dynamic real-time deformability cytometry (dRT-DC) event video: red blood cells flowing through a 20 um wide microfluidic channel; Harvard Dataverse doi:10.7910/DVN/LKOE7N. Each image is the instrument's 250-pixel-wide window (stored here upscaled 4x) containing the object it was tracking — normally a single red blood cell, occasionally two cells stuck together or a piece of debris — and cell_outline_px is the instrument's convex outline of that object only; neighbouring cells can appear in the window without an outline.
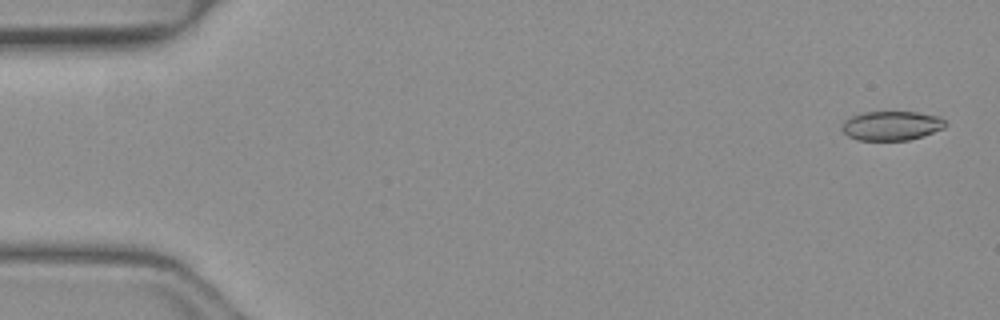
{"species": "common noctule bat (a hibernating species)", "species_latin": "Nyctalus noctula", "temperature_condition": "warm", "stored_images_in_passage": 50, "camera_frame_rate_fps": 3000, "um_per_image_px": 0.085, "animal": {"sex": "female", "body_mass_g": 19.3, "forearm_length_mm": 54.1}, "frame": {"image": 1, "passage_image": 2, "time_ms": 0.333, "image_size_px": [1000, 320], "cell_outline_px": [[948, 124], [944, 128], [924, 136], [908, 140], [860, 140], [848, 136], [840, 128], [844, 120], [852, 116], [864, 112], [916, 112], [940, 116]], "centroid_in_image_um": [75.8, 10.68], "position_along_channel_um": 9.2, "area_um2": 17.74}}
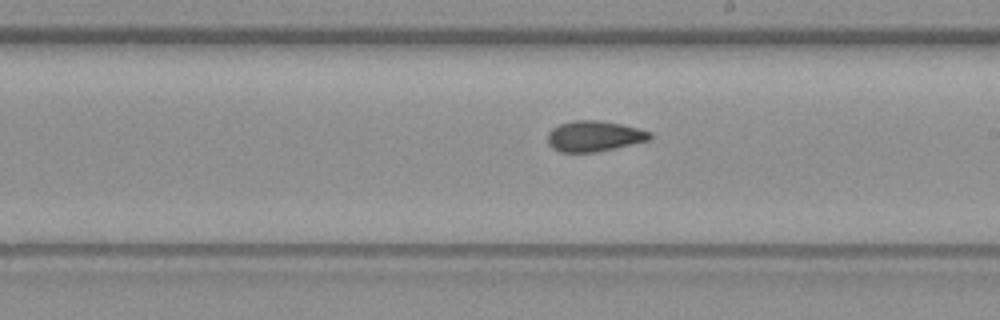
{"frame": {"image": 2, "passage_image": 29, "time_ms": 9.333, "image_size_px": [1000, 320], "cell_outline_px": [[652, 136], [648, 140], [596, 152], [560, 152], [552, 148], [548, 144], [548, 132], [552, 128], [560, 124], [572, 120], [600, 120], [620, 124], [652, 132]], "centroid_in_image_um": [50.46, 11.57], "position_along_channel_um": 238.5, "area_um2": 18.15}}
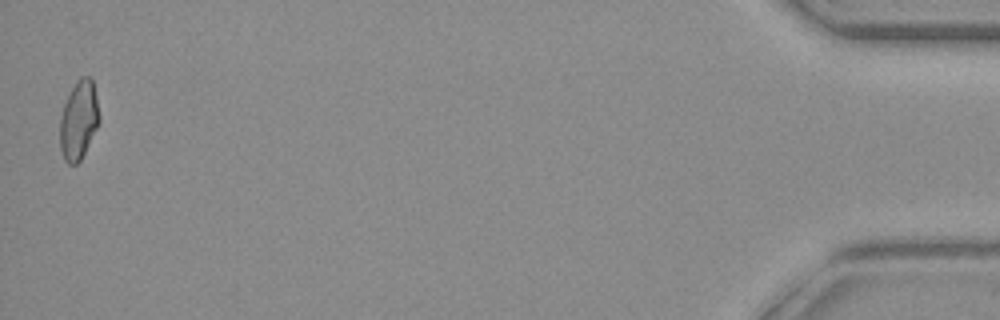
{"frame": {"image": 3, "passage_image": 50, "time_ms": 16.333, "image_size_px": [1000, 320], "cell_outline_px": [[100, 120], [80, 160], [76, 164], [68, 164], [64, 160], [60, 148], [60, 116], [64, 104], [76, 80], [80, 76], [92, 76], [100, 116]], "centroid_in_image_um": [6.69, 10.18], "position_along_channel_um": 428.5, "area_um2": 17.98}, "authors_computed_cell_mechanics": {"area_um2": 18.3515, "velocity_mm_per_s": 4.1299, "shape_relaxation_time_tau1_ms": null, "shape_relaxation_time_tau2_ms": 2.4942, "deformation_change_tau1": null, "deformation_change_tau2": 0.0883}}